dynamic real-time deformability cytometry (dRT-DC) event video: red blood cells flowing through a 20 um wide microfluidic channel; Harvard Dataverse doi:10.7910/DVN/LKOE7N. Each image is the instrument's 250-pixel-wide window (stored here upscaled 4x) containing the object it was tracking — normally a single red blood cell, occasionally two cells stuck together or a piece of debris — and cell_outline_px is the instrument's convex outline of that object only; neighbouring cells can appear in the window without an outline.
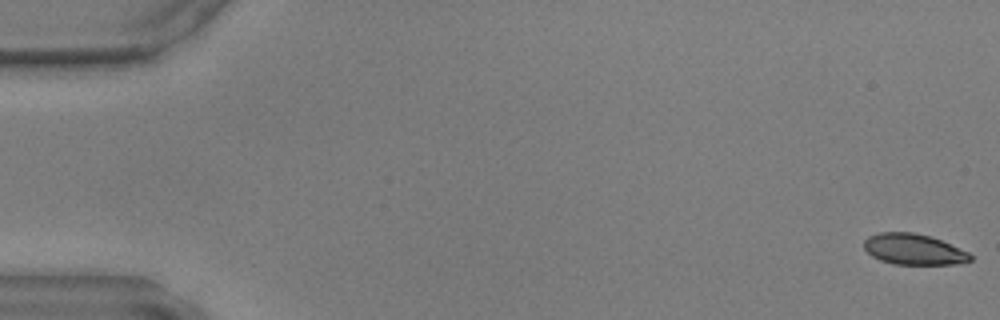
{"species": "common noctule bat (a hibernating species)", "species_latin": "Nyctalus noctula", "temperature_condition": "warm", "stored_images_in_passage": 48, "camera_frame_rate_fps": 3000, "um_per_image_px": 0.085, "animal": {"sex": "male", "body_mass_g": 17.9, "forearm_length_mm": 54.2}, "frame": {"image": 1, "passage_image": 1, "time_ms": 0.0, "image_size_px": [1000, 320], "cell_outline_px": [[972, 260], [956, 264], [892, 264], [880, 260], [872, 256], [864, 248], [864, 240], [868, 236], [880, 232], [912, 232], [928, 236], [940, 240], [968, 252], [972, 256]], "centroid_in_image_um": [77.63, 21.19], "position_along_channel_um": 7.4, "area_um2": 18.96}}
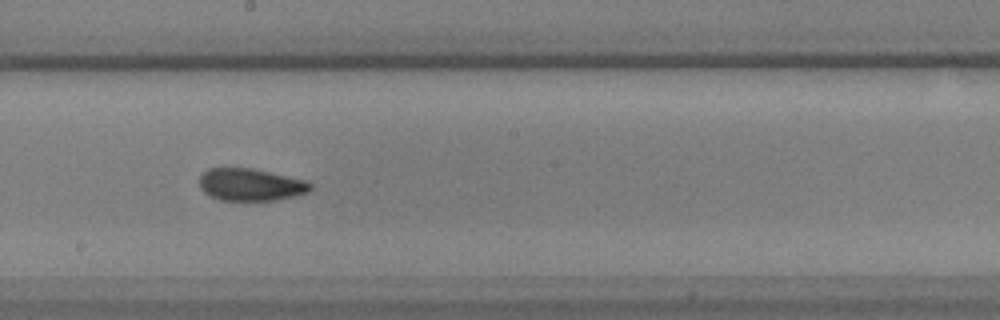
{"frame": {"image": 2, "passage_image": 27, "time_ms": 8.667, "image_size_px": [1000, 320], "cell_outline_px": [[312, 188], [308, 192], [276, 200], [220, 200], [204, 192], [200, 188], [200, 176], [208, 168], [252, 168], [308, 180], [312, 184]], "centroid_in_image_um": [21.32, 15.68], "position_along_channel_um": 226.9, "area_um2": 20.87}}
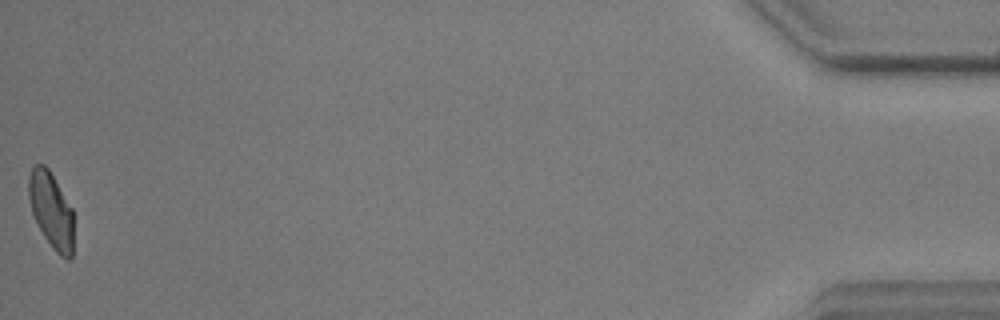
{"frame": {"image": 3, "passage_image": 48, "time_ms": 15.667, "image_size_px": [1000, 320], "cell_outline_px": [[72, 256], [68, 260], [60, 256], [52, 248], [44, 236], [32, 212], [28, 196], [28, 176], [32, 168], [36, 164], [44, 164], [48, 168], [72, 208]], "centroid_in_image_um": [4.34, 17.85], "position_along_channel_um": 430.9, "area_um2": 19.59}}